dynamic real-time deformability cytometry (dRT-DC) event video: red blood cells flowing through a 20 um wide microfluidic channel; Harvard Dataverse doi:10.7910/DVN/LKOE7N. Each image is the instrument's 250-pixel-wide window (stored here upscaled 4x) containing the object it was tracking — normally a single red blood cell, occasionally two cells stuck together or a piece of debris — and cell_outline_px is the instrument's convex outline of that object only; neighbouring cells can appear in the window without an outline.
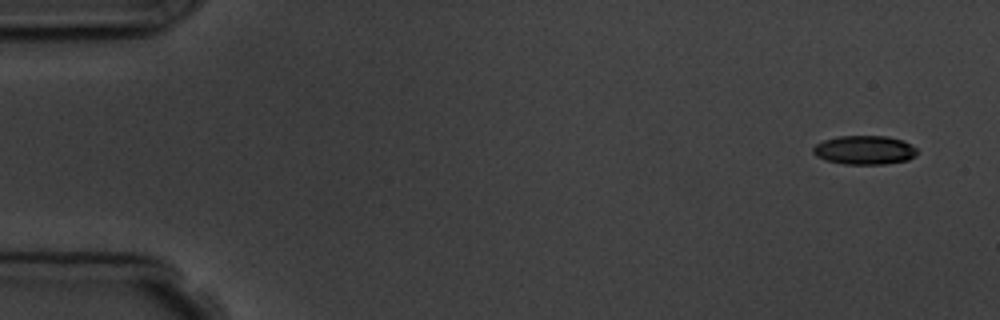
{"species": "common noctule bat (a hibernating species)", "species_latin": "Nyctalus noctula", "temperature_condition": "room temperature", "stored_images_in_passage": 5, "camera_frame_rate_fps": 3000, "um_per_image_px": 0.085, "animal": {"sex": "male", "body_mass_g": 19.5, "forearm_length_mm": 54.6}, "frame": {"image": 1, "passage_image": 1, "time_ms": 0.0, "image_size_px": [1000, 320], "cell_outline_px": [[916, 156], [908, 160], [884, 164], [844, 164], [824, 160], [816, 156], [812, 152], [812, 148], [816, 144], [824, 140], [840, 136], [888, 136], [904, 140], [916, 148]], "centroid_in_image_um": [73.48, 12.75], "position_along_channel_um": 11.5, "area_um2": 17.63}}
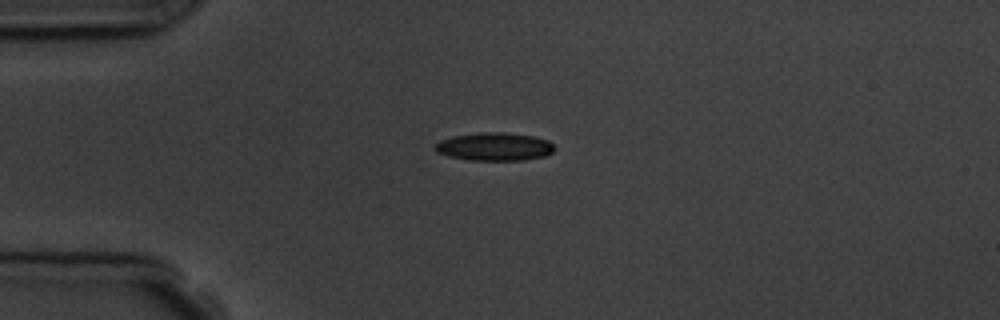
{"frame": {"image": 2, "passage_image": 4, "time_ms": 3.667, "image_size_px": [1000, 320], "cell_outline_px": [[556, 148], [552, 152], [544, 156], [524, 160], [472, 160], [448, 156], [436, 152], [436, 144], [440, 140], [456, 136], [480, 132], [508, 132], [532, 136], [548, 140]], "centroid_in_image_um": [42.06, 12.46], "position_along_channel_um": 42.9, "area_um2": 19.42}}